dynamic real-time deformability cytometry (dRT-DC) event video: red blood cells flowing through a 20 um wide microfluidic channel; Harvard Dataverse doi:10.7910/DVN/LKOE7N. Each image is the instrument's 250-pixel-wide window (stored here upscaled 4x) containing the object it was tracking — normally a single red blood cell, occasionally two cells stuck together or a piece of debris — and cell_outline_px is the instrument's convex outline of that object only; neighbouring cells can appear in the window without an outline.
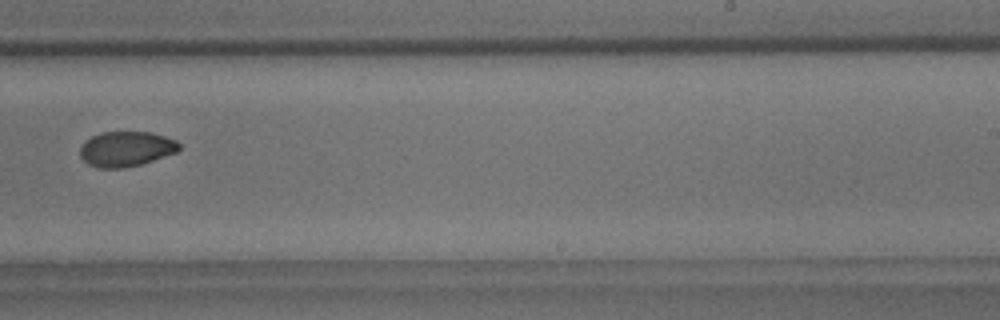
{"species": "common noctule bat (a hibernating species)", "species_latin": "Nyctalus noctula", "temperature_condition": "room temperature", "stored_images_in_passage": 10, "camera_frame_rate_fps": 3000, "um_per_image_px": 0.085, "animal": {"sex": "male", "body_mass_g": 18.8}, "frame": {"image": 1, "passage_image": 10, "time_ms": 10.333, "image_size_px": [1000, 320], "cell_outline_px": [[180, 148], [176, 152], [140, 164], [124, 168], [96, 168], [88, 164], [80, 156], [80, 148], [92, 136], [100, 132], [152, 132], [176, 140], [180, 144]], "centroid_in_image_um": [10.72, 12.66], "position_along_channel_um": 278.3, "area_um2": 20.11}}